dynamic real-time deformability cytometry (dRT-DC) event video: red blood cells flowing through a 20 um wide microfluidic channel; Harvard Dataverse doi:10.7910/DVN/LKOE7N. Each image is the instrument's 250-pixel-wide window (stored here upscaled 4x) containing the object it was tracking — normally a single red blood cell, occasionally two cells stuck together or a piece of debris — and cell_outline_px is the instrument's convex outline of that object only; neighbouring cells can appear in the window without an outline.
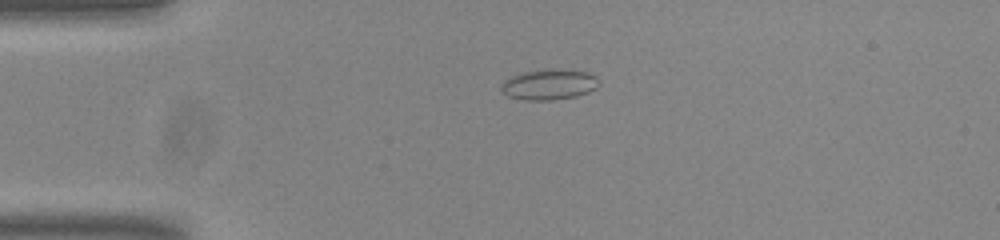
{"species": "common noctule bat (a hibernating species)", "species_latin": "Nyctalus noctula", "temperature_condition": "room temperature", "stored_images_in_passage": 43, "camera_frame_rate_fps": 3000, "um_per_image_px": 0.085, "animal": {"sex": "male", "body_mass_g": 20.0, "forearm_length_mm": 53.3}, "frame": {"image": 1, "passage_image": 2, "time_ms": 0.333, "image_size_px": [1000, 240], "cell_outline_px": [[600, 84], [596, 88], [588, 92], [576, 96], [552, 100], [524, 100], [508, 96], [500, 88], [500, 84], [504, 80], [512, 76], [524, 72], [548, 68], [552, 68], [588, 72], [596, 76], [600, 80]], "centroid_in_image_um": [46.69, 7.17], "position_along_channel_um": 38.3, "area_um2": 17.57}}
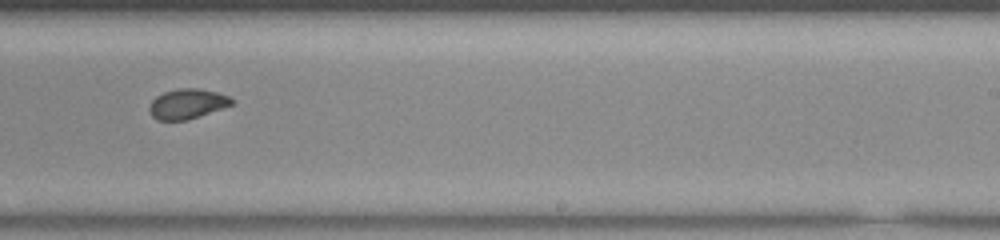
{"frame": {"image": 2, "passage_image": 23, "time_ms": 7.333, "image_size_px": [1000, 240], "cell_outline_px": [[236, 100], [232, 104], [188, 120], [156, 120], [152, 116], [148, 108], [152, 100], [156, 96], [164, 92], [180, 88], [196, 88], [216, 92], [228, 96]], "centroid_in_image_um": [15.89, 8.83], "position_along_channel_um": 273.1, "area_um2": 14.28}}
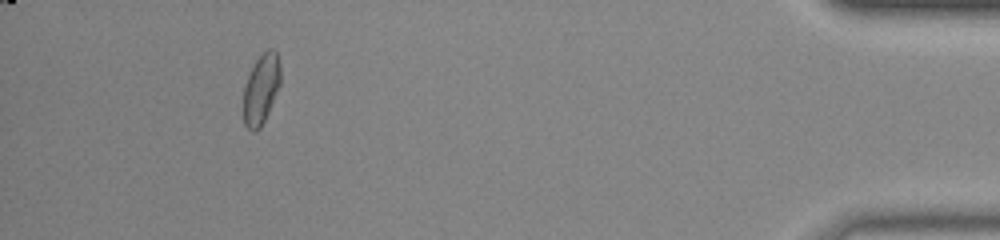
{"frame": {"image": 3, "passage_image": 39, "time_ms": 12.667, "image_size_px": [1000, 240], "cell_outline_px": [[280, 84], [268, 112], [260, 128], [256, 132], [252, 132], [244, 124], [244, 84], [256, 60], [268, 48], [272, 48], [276, 52], [280, 64]], "centroid_in_image_um": [22.19, 7.57], "position_along_channel_um": 413.0, "area_um2": 14.97}, "authors_computed_cell_mechanics": {"area_um2": 14.9702, "velocity_mm_per_s": 3.8106, "shape_relaxation_time_tau1_ms": null, "shape_relaxation_time_tau2_ms": 1.1853, "deformation_change_tau1": null, "deformation_change_tau2": 0.0425}}